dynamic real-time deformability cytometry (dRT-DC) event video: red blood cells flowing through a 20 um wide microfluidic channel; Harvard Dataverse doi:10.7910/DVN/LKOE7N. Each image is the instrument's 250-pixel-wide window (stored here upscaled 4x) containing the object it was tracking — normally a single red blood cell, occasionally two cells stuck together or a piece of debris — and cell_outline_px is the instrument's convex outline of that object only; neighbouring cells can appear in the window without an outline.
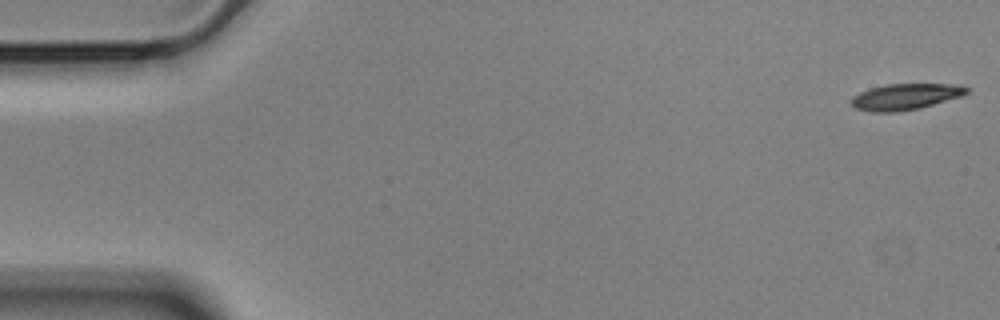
{"species": "Egyptian fruit bat (a non-hibernating species)", "species_latin": "Rousettus aegyptiacus", "temperature_condition": "cold", "stored_images_in_passage": 56, "camera_frame_rate_fps": 3000, "um_per_image_px": 0.085, "animal": {"sex": "male"}, "frame": {"image": 1, "passage_image": 1, "time_ms": 0.0, "image_size_px": [1000, 320], "cell_outline_px": [[972, 88], [964, 96], [920, 108], [896, 112], [872, 112], [856, 108], [852, 104], [852, 96], [860, 92], [872, 88], [888, 84], [952, 84]], "centroid_in_image_um": [77.02, 8.22], "position_along_channel_um": 8.0, "area_um2": 17.57}}
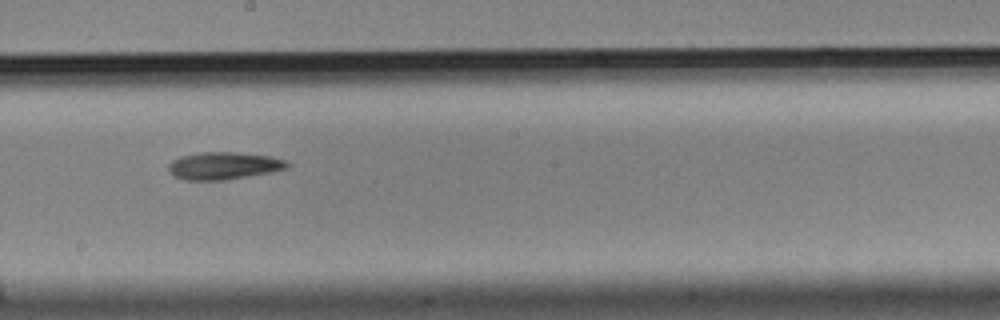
{"frame": {"image": 2, "passage_image": 31, "time_ms": 10.0, "image_size_px": [1000, 320], "cell_outline_px": [[288, 168], [272, 172], [224, 180], [184, 180], [176, 176], [168, 168], [168, 164], [172, 160], [180, 156], [200, 152], [236, 152], [272, 156], [284, 160], [288, 164]], "centroid_in_image_um": [19.02, 14.08], "position_along_channel_um": 229.2, "area_um2": 18.9}}
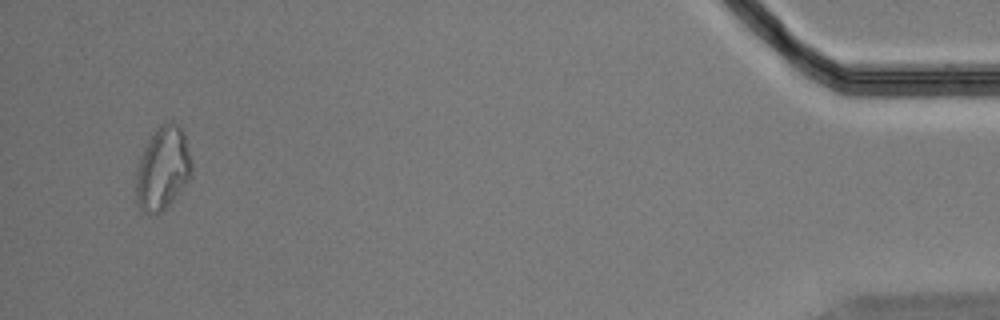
{"frame": {"image": 3, "passage_image": 54, "time_ms": 17.667, "image_size_px": [1000, 320], "cell_outline_px": [[192, 176], [172, 200], [160, 212], [144, 212], [140, 208], [136, 200], [136, 172], [144, 148], [148, 140], [156, 128], [160, 124], [172, 120], [184, 132], [192, 160]], "centroid_in_image_um": [13.85, 14.27], "position_along_channel_um": 421.3, "area_um2": 26.76}, "authors_computed_cell_mechanics": {"area_um2": 18.6405, "velocity_mm_per_s": 3.5372, "shape_relaxation_time_tau1_ms": 7.3757, "shape_relaxation_time_tau2_ms": null, "deformation_change_tau1": 0.22, "deformation_change_tau2": null}}